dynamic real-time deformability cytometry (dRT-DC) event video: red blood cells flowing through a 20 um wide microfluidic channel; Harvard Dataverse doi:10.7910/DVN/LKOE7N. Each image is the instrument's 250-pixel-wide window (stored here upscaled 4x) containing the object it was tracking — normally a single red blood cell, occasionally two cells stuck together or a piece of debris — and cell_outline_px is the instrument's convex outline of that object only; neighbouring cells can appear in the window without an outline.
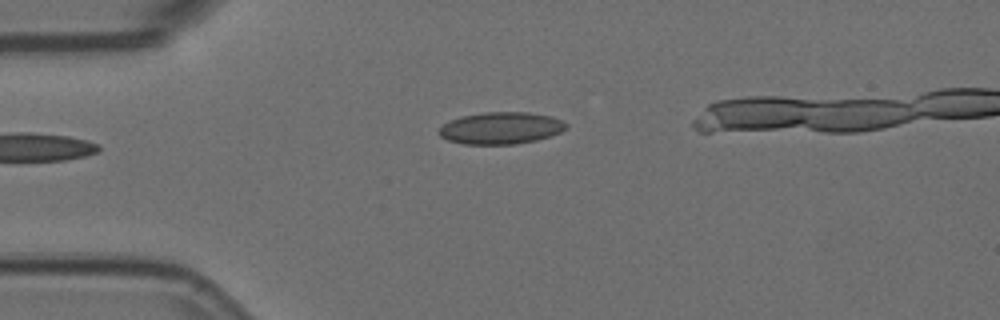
{"species": "Egyptian fruit bat (a non-hibernating species)", "species_latin": "Rousettus aegyptiacus", "temperature_condition": "room temperature", "stored_images_in_passage": 4, "camera_frame_rate_fps": 3000, "um_per_image_px": 0.085, "animal": {"sex": "female"}, "frame": {"image": 1, "passage_image": 4, "time_ms": 1.0, "image_size_px": [1000, 320], "cell_outline_px": [[568, 128], [552, 136], [536, 140], [516, 144], [464, 144], [448, 140], [440, 136], [436, 132], [448, 120], [460, 116], [484, 112], [528, 112], [552, 116], [564, 120], [568, 124]], "centroid_in_image_um": [42.6, 10.88], "position_along_channel_um": 42.4, "area_um2": 24.04}}